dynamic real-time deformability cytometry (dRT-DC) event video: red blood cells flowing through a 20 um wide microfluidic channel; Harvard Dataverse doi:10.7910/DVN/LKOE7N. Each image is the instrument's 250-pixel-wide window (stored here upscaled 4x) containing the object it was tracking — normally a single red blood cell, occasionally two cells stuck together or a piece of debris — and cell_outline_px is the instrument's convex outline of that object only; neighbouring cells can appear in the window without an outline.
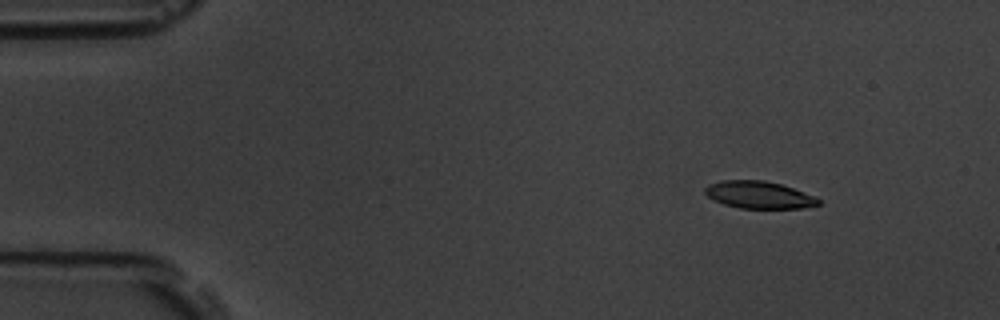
{"species": "common noctule bat (a hibernating species)", "species_latin": "Nyctalus noctula", "temperature_condition": "room temperature", "stored_images_in_passage": 4, "camera_frame_rate_fps": 3000, "um_per_image_px": 0.085, "animal": {"sex": "male", "body_mass_g": 19.5, "forearm_length_mm": 54.6}, "frame": {"image": 1, "passage_image": 1, "time_ms": 0.0, "image_size_px": [1000, 320], "cell_outline_px": [[820, 204], [800, 208], [740, 208], [724, 204], [712, 200], [704, 192], [704, 188], [708, 184], [720, 180], [764, 180], [780, 184], [816, 196], [820, 200]], "centroid_in_image_um": [64.47, 16.56], "position_along_channel_um": 20.5, "area_um2": 18.03}}
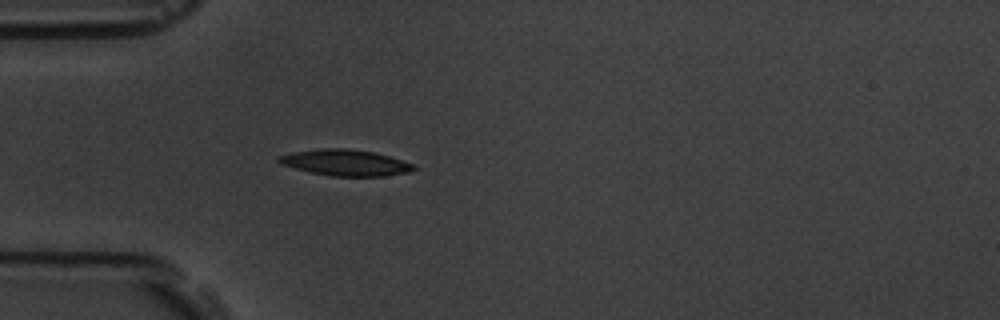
{"frame": {"image": 2, "passage_image": 4, "time_ms": 3.333, "image_size_px": [1000, 320], "cell_outline_px": [[416, 168], [408, 172], [384, 176], [332, 176], [312, 172], [280, 164], [276, 160], [280, 156], [292, 152], [320, 148], [344, 148], [372, 152], [388, 156], [416, 164]], "centroid_in_image_um": [29.37, 13.82], "position_along_channel_um": 55.6, "area_um2": 20.35}}